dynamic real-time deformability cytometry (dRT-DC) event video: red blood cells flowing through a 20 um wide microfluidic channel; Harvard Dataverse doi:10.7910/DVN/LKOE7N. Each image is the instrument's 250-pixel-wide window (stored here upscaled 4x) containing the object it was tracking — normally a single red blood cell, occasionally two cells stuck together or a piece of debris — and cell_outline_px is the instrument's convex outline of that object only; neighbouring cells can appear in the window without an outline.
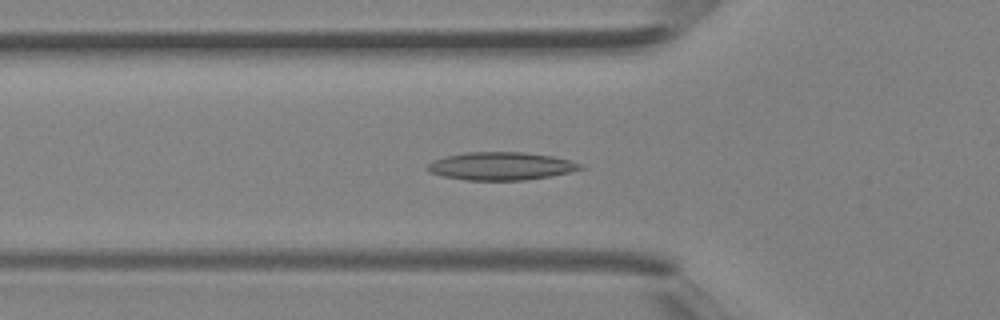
{"species": "Egyptian fruit bat (a non-hibernating species)", "species_latin": "Rousettus aegyptiacus", "temperature_condition": "room temperature", "stored_images_in_passage": 32, "camera_frame_rate_fps": 3000, "um_per_image_px": 0.085, "animal": {"sex": "female"}, "frame": {"image": 1, "passage_image": 11, "time_ms": 3.333, "image_size_px": [1000, 320], "cell_outline_px": [[584, 168], [568, 172], [548, 176], [524, 180], [464, 180], [444, 176], [428, 172], [424, 168], [428, 164], [444, 156], [468, 152], [524, 152], [552, 156], [584, 164]], "centroid_in_image_um": [42.55, 14.11], "position_along_channel_um": 83.2, "area_um2": 24.8}}
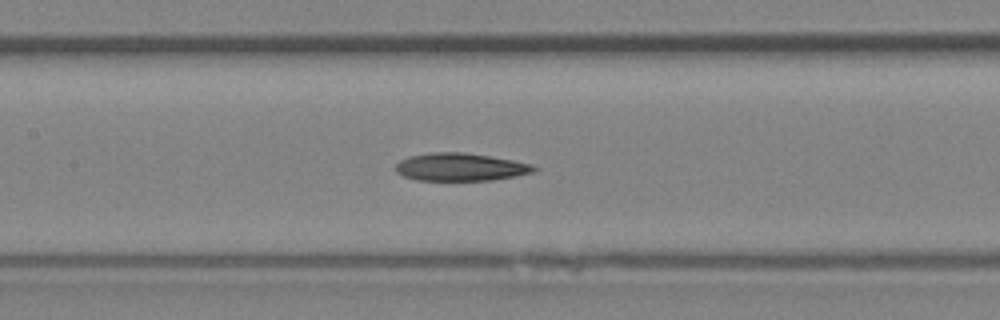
{"frame": {"image": 2, "passage_image": 16, "time_ms": 5.0, "image_size_px": [1000, 320], "cell_outline_px": [[540, 168], [532, 172], [516, 176], [492, 180], [416, 180], [404, 176], [396, 172], [396, 164], [400, 160], [408, 156], [432, 152], [464, 152], [512, 160], [532, 164]], "centroid_in_image_um": [39.13, 14.19], "position_along_channel_um": 168.3, "area_um2": 22.37}}
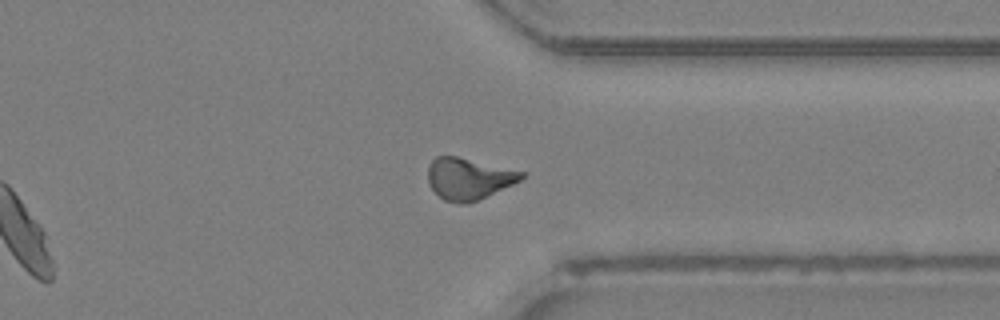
{"frame": {"image": 3, "passage_image": 28, "time_ms": 9.0, "image_size_px": [1000, 320], "cell_outline_px": [[528, 172], [520, 180], [512, 184], [468, 204], [460, 204], [444, 200], [428, 184], [428, 168], [432, 160], [436, 156], [456, 156]], "centroid_in_image_um": [39.83, 15.18], "position_along_channel_um": 371.6, "area_um2": 22.54}}